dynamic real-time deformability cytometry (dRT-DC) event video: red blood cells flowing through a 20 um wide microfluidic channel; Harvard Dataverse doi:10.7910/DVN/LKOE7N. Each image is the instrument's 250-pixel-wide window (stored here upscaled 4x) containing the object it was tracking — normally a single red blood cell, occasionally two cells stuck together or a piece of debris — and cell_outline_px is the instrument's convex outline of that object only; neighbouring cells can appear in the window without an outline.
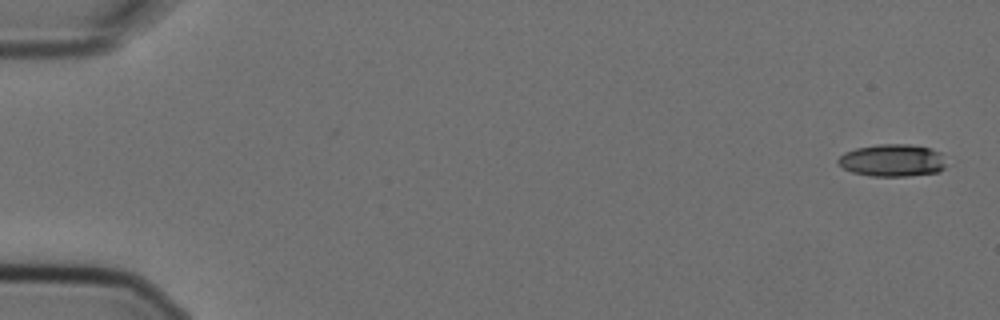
{"species": "Egyptian fruit bat (a non-hibernating species)", "species_latin": "Rousettus aegyptiacus", "temperature_condition": "cold", "stored_images_in_passage": 4, "camera_frame_rate_fps": 3000, "um_per_image_px": 0.085, "animal": {"sex": "female"}, "frame": {"image": 1, "passage_image": 1, "time_ms": 0.0, "image_size_px": [1000, 320], "cell_outline_px": [[944, 168], [940, 172], [908, 176], [868, 176], [852, 172], [844, 168], [836, 160], [844, 152], [856, 148], [876, 144], [912, 144], [932, 148], [940, 152], [944, 164]], "centroid_in_image_um": [75.84, 13.63], "position_along_channel_um": 9.2, "area_um2": 20.52}}